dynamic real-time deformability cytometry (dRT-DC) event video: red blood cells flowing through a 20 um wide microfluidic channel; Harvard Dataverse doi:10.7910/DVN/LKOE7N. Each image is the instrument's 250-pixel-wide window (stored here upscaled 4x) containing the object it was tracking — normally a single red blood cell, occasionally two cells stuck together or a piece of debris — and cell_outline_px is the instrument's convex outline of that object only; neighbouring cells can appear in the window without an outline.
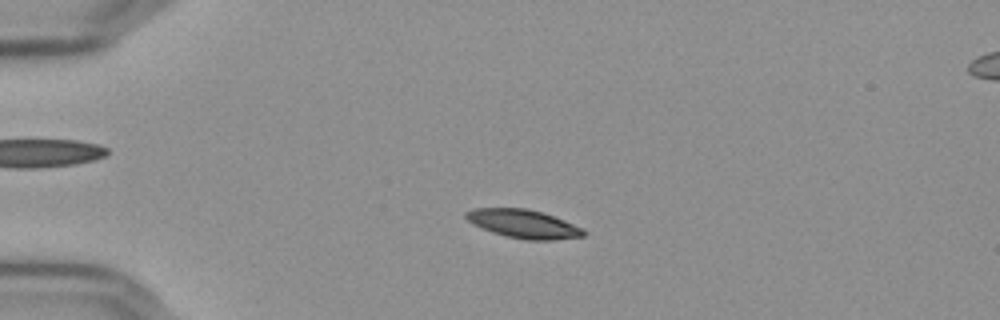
{"species": "Egyptian fruit bat (a non-hibernating species)", "species_latin": "Rousettus aegyptiacus", "temperature_condition": "cold", "stored_images_in_passage": 57, "camera_frame_rate_fps": 3000, "um_per_image_px": 0.085, "frame": {"image": 1, "passage_image": 14, "time_ms": 4.333, "image_size_px": [1000, 320], "cell_outline_px": [[588, 232], [584, 236], [552, 240], [528, 240], [508, 236], [492, 232], [472, 224], [464, 216], [464, 212], [476, 208], [528, 208], [544, 212], [584, 228]], "centroid_in_image_um": [44.52, 19.02], "position_along_channel_um": 40.5, "area_um2": 19.65}}
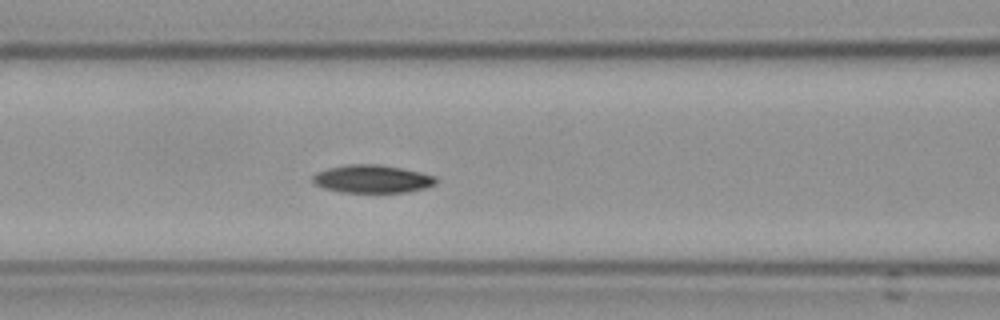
{"frame": {"image": 2, "passage_image": 25, "time_ms": 8.0, "image_size_px": [1000, 320], "cell_outline_px": [[436, 184], [424, 188], [404, 192], [340, 192], [324, 188], [316, 184], [312, 180], [312, 176], [316, 172], [328, 168], [344, 164], [376, 164], [400, 168], [420, 172], [436, 176]], "centroid_in_image_um": [31.61, 15.2], "position_along_channel_um": 135.0, "area_um2": 20.0}}
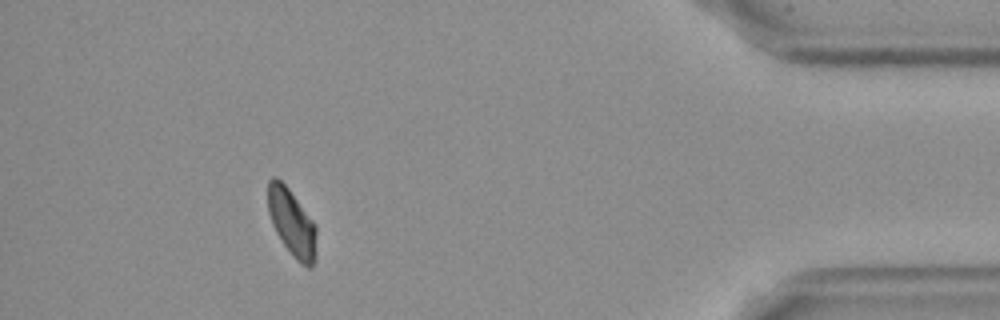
{"frame": {"image": 3, "passage_image": 52, "time_ms": 17.0, "image_size_px": [1000, 320], "cell_outline_px": [[316, 252], [312, 268], [308, 268], [300, 264], [292, 256], [276, 232], [272, 224], [268, 212], [268, 180], [272, 176], [276, 176], [288, 188], [316, 224]], "centroid_in_image_um": [24.81, 18.94], "position_along_channel_um": 410.4, "area_um2": 19.07}, "authors_computed_cell_mechanics": {"area_um2": 19.1896, "velocity_mm_per_s": 3.601, "shape_relaxation_time_tau1_ms": 5.6754, "shape_relaxation_time_tau2_ms": null, "deformation_change_tau1": 0.1077, "deformation_change_tau2": null}}